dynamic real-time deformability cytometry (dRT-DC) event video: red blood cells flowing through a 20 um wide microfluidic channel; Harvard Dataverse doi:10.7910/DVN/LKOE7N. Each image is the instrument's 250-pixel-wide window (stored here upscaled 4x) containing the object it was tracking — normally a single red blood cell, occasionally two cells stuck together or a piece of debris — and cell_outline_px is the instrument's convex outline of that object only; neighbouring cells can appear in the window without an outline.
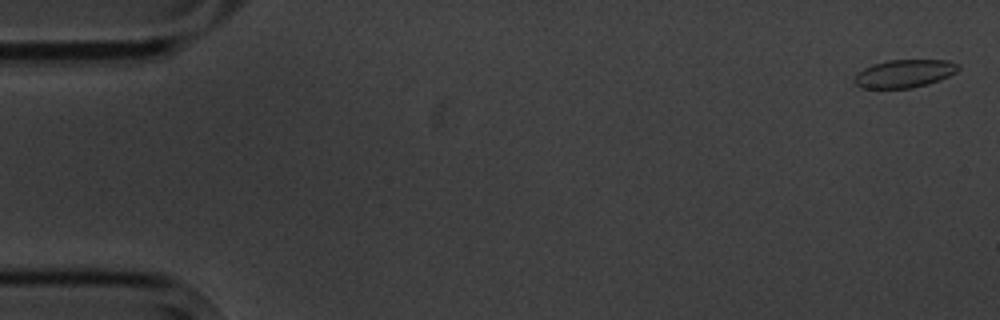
{"species": "common noctule bat (a hibernating species)", "species_latin": "Nyctalus noctula", "temperature_condition": "cold", "stored_images_in_passage": 5, "camera_frame_rate_fps": 3000, "um_per_image_px": 0.085, "animal": {"sex": "male", "body_mass_g": 20.1, "forearm_length_mm": 53.5}, "frame": {"image": 1, "passage_image": 1, "time_ms": 0.0, "image_size_px": [1000, 320], "cell_outline_px": [[960, 68], [956, 72], [940, 80], [928, 84], [912, 88], [860, 88], [852, 80], [864, 68], [872, 64], [888, 60], [948, 60], [960, 64]], "centroid_in_image_um": [76.9, 6.25], "position_along_channel_um": 8.1, "area_um2": 16.99}}
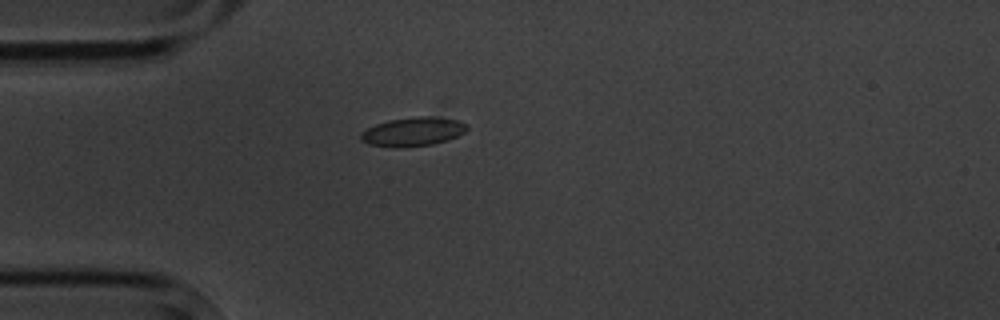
{"frame": {"image": 2, "passage_image": 5, "time_ms": 4.667, "image_size_px": [1000, 320], "cell_outline_px": [[468, 128], [464, 132], [448, 140], [432, 144], [400, 148], [368, 144], [360, 140], [360, 132], [376, 124], [388, 120], [416, 116], [432, 116], [456, 120], [468, 124]], "centroid_in_image_um": [35.08, 11.19], "position_along_channel_um": 49.9, "area_um2": 17.92}}